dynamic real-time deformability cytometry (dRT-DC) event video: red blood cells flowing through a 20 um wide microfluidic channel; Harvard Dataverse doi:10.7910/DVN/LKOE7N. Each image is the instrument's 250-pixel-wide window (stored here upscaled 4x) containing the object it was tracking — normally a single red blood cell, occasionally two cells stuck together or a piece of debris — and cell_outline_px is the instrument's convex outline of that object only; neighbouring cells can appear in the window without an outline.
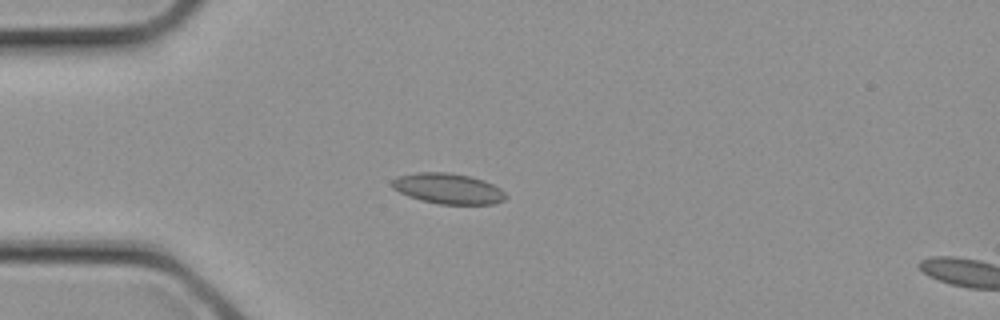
{"species": "common noctule bat (a hibernating species)", "species_latin": "Nyctalus noctula", "temperature_condition": "cold", "stored_images_in_passage": 3, "segment_of_instrument_passage": [1, 2], "camera_frame_rate_fps": 3000, "um_per_image_px": 0.085, "animal": {"sex": "female", "body_mass_g": 21.9}, "frame": {"image": 1, "passage_image": 2, "time_ms": 0.333, "image_size_px": [1000, 320], "cell_outline_px": [[508, 196], [504, 200], [492, 204], [440, 204], [408, 196], [392, 188], [392, 180], [396, 176], [416, 172], [448, 172], [468, 176], [484, 180], [500, 188]], "centroid_in_image_um": [38.08, 16.02], "position_along_channel_um": 46.9, "area_um2": 20.17}}